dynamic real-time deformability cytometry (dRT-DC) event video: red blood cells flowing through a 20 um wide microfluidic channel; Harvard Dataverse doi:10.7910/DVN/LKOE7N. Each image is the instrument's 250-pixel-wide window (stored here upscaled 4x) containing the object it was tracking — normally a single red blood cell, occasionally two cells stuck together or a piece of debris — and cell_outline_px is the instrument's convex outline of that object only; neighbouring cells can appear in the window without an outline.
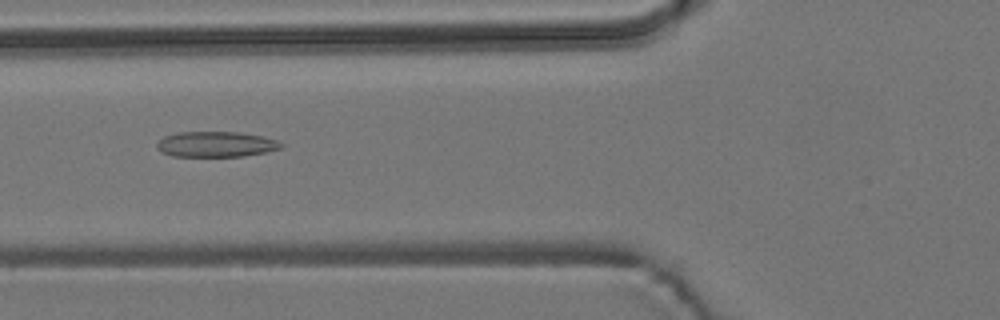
{"species": "common noctule bat (a hibernating species)", "species_latin": "Nyctalus noctula", "temperature_condition": "room temperature", "stored_images_in_passage": 40, "camera_frame_rate_fps": 3000, "um_per_image_px": 0.085, "animal": {"sex": "male", "body_mass_g": 19.2, "forearm_length_mm": 51.8}, "frame": {"image": 1, "passage_image": 6, "time_ms": 1.667, "image_size_px": [1000, 320], "cell_outline_px": [[284, 148], [268, 152], [244, 156], [172, 156], [160, 152], [156, 148], [156, 144], [164, 136], [176, 132], [240, 132], [264, 136], [276, 140], [284, 144]], "centroid_in_image_um": [18.38, 12.26], "position_along_channel_um": 107.4, "area_um2": 18.73}}
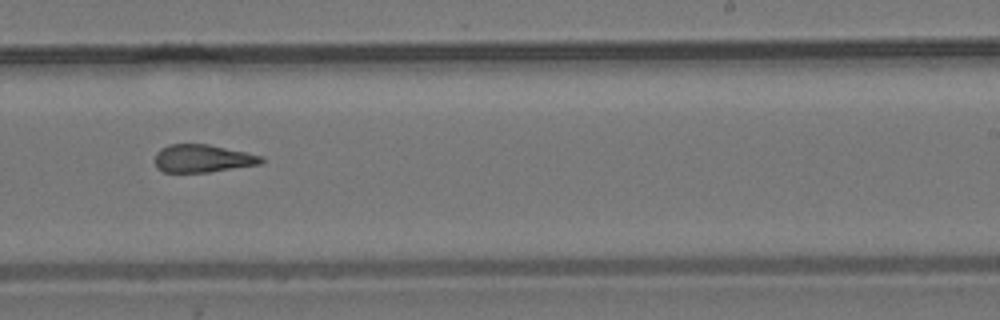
{"frame": {"image": 2, "passage_image": 19, "time_ms": 6.0, "image_size_px": [1000, 320], "cell_outline_px": [[264, 160], [260, 164], [208, 172], [164, 172], [156, 168], [156, 152], [160, 148], [168, 144], [208, 144], [264, 156]], "centroid_in_image_um": [17.21, 13.46], "position_along_channel_um": 271.8, "area_um2": 17.22}}
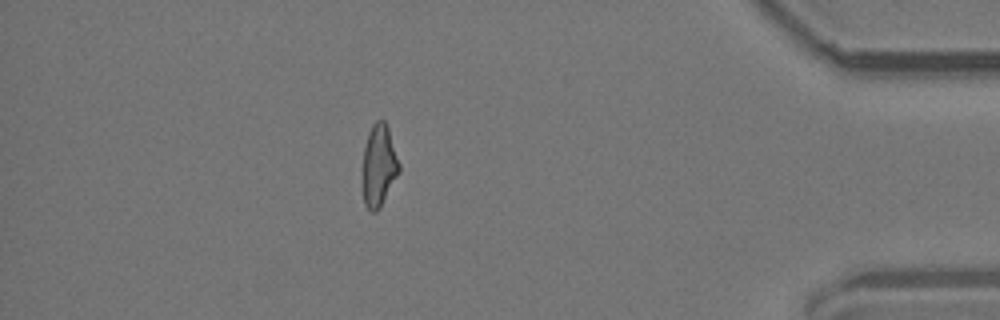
{"frame": {"image": 3, "passage_image": 33, "time_ms": 10.667, "image_size_px": [1000, 320], "cell_outline_px": [[400, 172], [380, 208], [376, 212], [372, 212], [364, 204], [364, 148], [368, 132], [372, 124], [376, 120], [384, 120], [388, 128], [400, 164]], "centroid_in_image_um": [32.23, 14.07], "position_along_channel_um": 403.0, "area_um2": 17.22}, "authors_computed_cell_mechanics": {"area_um2": 17.9758, "velocity_mm_per_s": 3.7952, "shape_relaxation_time_tau1_ms": null, "shape_relaxation_time_tau2_ms": 3.8341, "deformation_change_tau1": null, "deformation_change_tau2": 0.1384}}